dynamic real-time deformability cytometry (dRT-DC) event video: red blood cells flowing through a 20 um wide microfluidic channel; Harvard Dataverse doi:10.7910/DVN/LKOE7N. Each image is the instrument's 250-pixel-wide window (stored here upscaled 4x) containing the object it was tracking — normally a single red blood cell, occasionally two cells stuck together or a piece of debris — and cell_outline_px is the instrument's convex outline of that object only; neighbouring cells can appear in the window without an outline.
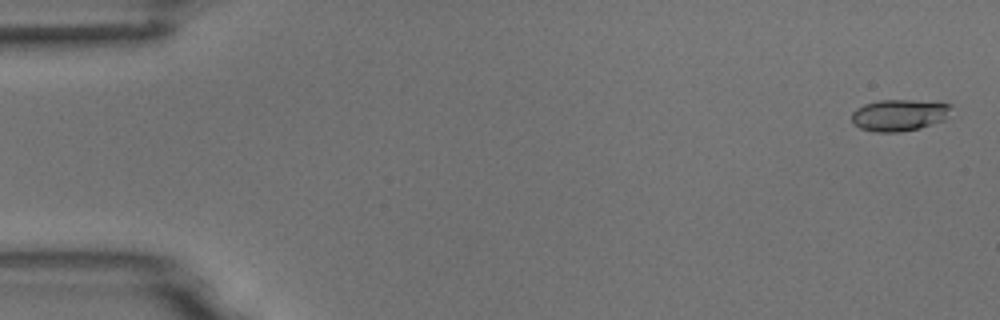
{"species": "common noctule bat (a hibernating species)", "species_latin": "Nyctalus noctula", "temperature_condition": "room temperature", "stored_images_in_passage": 54, "camera_frame_rate_fps": 3000, "um_per_image_px": 0.085, "animal": {"sex": "male", "body_mass_g": 18.8}, "frame": {"image": 1, "passage_image": 2, "time_ms": 0.333, "image_size_px": [1000, 320], "cell_outline_px": [[952, 104], [944, 120], [920, 128], [900, 132], [876, 132], [860, 128], [852, 124], [852, 112], [856, 108], [864, 104], [880, 100], [916, 100]], "centroid_in_image_um": [76.39, 9.79], "position_along_channel_um": 8.6, "area_um2": 18.32}}
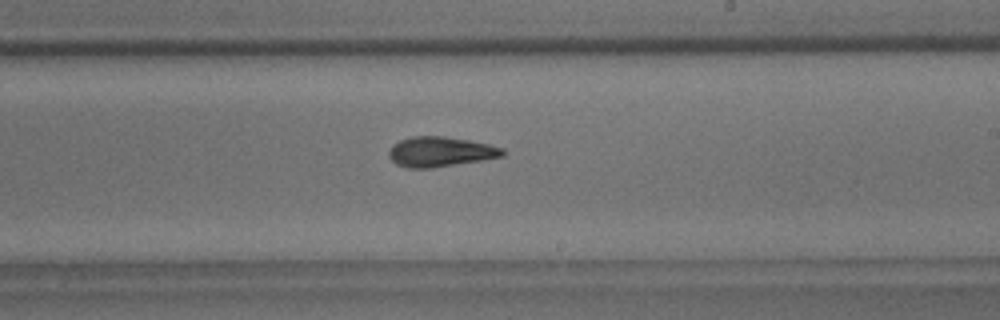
{"frame": {"image": 2, "passage_image": 32, "time_ms": 10.333, "image_size_px": [1000, 320], "cell_outline_px": [[504, 156], [484, 160], [432, 168], [408, 168], [396, 164], [388, 156], [388, 152], [392, 144], [400, 140], [412, 136], [444, 136], [468, 140], [488, 144], [504, 148]], "centroid_in_image_um": [37.42, 12.9], "position_along_channel_um": 251.6, "area_um2": 20.0}}
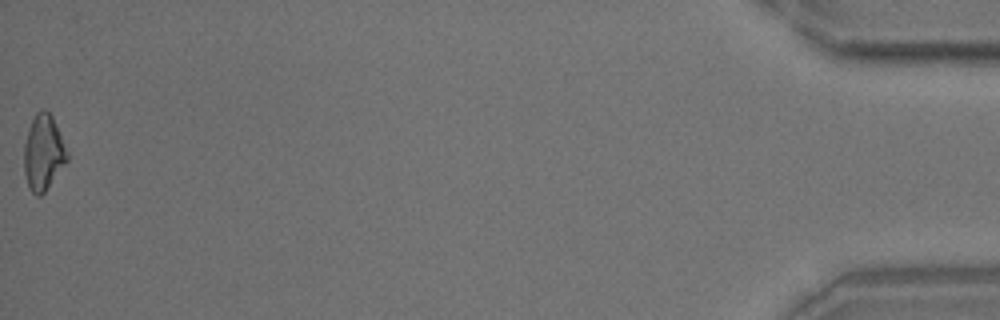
{"frame": {"image": 3, "passage_image": 54, "time_ms": 17.667, "image_size_px": [1000, 320], "cell_outline_px": [[68, 160], [44, 192], [40, 196], [36, 196], [28, 188], [24, 172], [24, 144], [32, 120], [36, 112], [40, 108], [44, 108], [52, 116], [68, 152]], "centroid_in_image_um": [3.68, 12.98], "position_along_channel_um": 431.5, "area_um2": 18.84}, "authors_computed_cell_mechanics": {"area_um2": 18.8428, "velocity_mm_per_s": 3.7845, "shape_relaxation_time_tau1_ms": 4.3194, "shape_relaxation_time_tau2_ms": 1.9919, "deformation_change_tau1": 0.1346, "deformation_change_tau2": 0.0964}}